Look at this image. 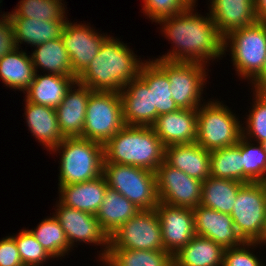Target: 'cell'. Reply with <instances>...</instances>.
Instances as JSON below:
<instances>
[{
    "label": "cell",
    "instance_id": "37",
    "mask_svg": "<svg viewBox=\"0 0 266 266\" xmlns=\"http://www.w3.org/2000/svg\"><path fill=\"white\" fill-rule=\"evenodd\" d=\"M254 104L247 118V128L242 127V136L250 141L249 137H255L257 143H263L266 141V91L255 90Z\"/></svg>",
    "mask_w": 266,
    "mask_h": 266
},
{
    "label": "cell",
    "instance_id": "47",
    "mask_svg": "<svg viewBox=\"0 0 266 266\" xmlns=\"http://www.w3.org/2000/svg\"><path fill=\"white\" fill-rule=\"evenodd\" d=\"M262 144H263L265 152H266V141H264Z\"/></svg>",
    "mask_w": 266,
    "mask_h": 266
},
{
    "label": "cell",
    "instance_id": "22",
    "mask_svg": "<svg viewBox=\"0 0 266 266\" xmlns=\"http://www.w3.org/2000/svg\"><path fill=\"white\" fill-rule=\"evenodd\" d=\"M164 160L170 166L202 182L210 176V151L198 143L167 146Z\"/></svg>",
    "mask_w": 266,
    "mask_h": 266
},
{
    "label": "cell",
    "instance_id": "10",
    "mask_svg": "<svg viewBox=\"0 0 266 266\" xmlns=\"http://www.w3.org/2000/svg\"><path fill=\"white\" fill-rule=\"evenodd\" d=\"M168 76L172 99L179 109H198L206 81V66L199 62L153 60Z\"/></svg>",
    "mask_w": 266,
    "mask_h": 266
},
{
    "label": "cell",
    "instance_id": "21",
    "mask_svg": "<svg viewBox=\"0 0 266 266\" xmlns=\"http://www.w3.org/2000/svg\"><path fill=\"white\" fill-rule=\"evenodd\" d=\"M59 201L62 205L96 215L107 191L103 174L95 179L59 186Z\"/></svg>",
    "mask_w": 266,
    "mask_h": 266
},
{
    "label": "cell",
    "instance_id": "12",
    "mask_svg": "<svg viewBox=\"0 0 266 266\" xmlns=\"http://www.w3.org/2000/svg\"><path fill=\"white\" fill-rule=\"evenodd\" d=\"M155 176L160 202L192 209L201 204L202 181L170 166L165 160L156 169Z\"/></svg>",
    "mask_w": 266,
    "mask_h": 266
},
{
    "label": "cell",
    "instance_id": "38",
    "mask_svg": "<svg viewBox=\"0 0 266 266\" xmlns=\"http://www.w3.org/2000/svg\"><path fill=\"white\" fill-rule=\"evenodd\" d=\"M21 261L24 265L41 266L47 259L53 258L35 239L30 230H22L13 236Z\"/></svg>",
    "mask_w": 266,
    "mask_h": 266
},
{
    "label": "cell",
    "instance_id": "15",
    "mask_svg": "<svg viewBox=\"0 0 266 266\" xmlns=\"http://www.w3.org/2000/svg\"><path fill=\"white\" fill-rule=\"evenodd\" d=\"M109 36L98 34L88 25L67 21L61 40L70 57L73 74L77 77L98 54Z\"/></svg>",
    "mask_w": 266,
    "mask_h": 266
},
{
    "label": "cell",
    "instance_id": "46",
    "mask_svg": "<svg viewBox=\"0 0 266 266\" xmlns=\"http://www.w3.org/2000/svg\"><path fill=\"white\" fill-rule=\"evenodd\" d=\"M261 244H265L266 243V233H265V236H264V239L260 242Z\"/></svg>",
    "mask_w": 266,
    "mask_h": 266
},
{
    "label": "cell",
    "instance_id": "24",
    "mask_svg": "<svg viewBox=\"0 0 266 266\" xmlns=\"http://www.w3.org/2000/svg\"><path fill=\"white\" fill-rule=\"evenodd\" d=\"M139 77L152 89V126L157 117L177 111L179 108L172 99L170 81L167 74L152 60L144 61Z\"/></svg>",
    "mask_w": 266,
    "mask_h": 266
},
{
    "label": "cell",
    "instance_id": "45",
    "mask_svg": "<svg viewBox=\"0 0 266 266\" xmlns=\"http://www.w3.org/2000/svg\"><path fill=\"white\" fill-rule=\"evenodd\" d=\"M188 7H195L196 0H182Z\"/></svg>",
    "mask_w": 266,
    "mask_h": 266
},
{
    "label": "cell",
    "instance_id": "23",
    "mask_svg": "<svg viewBox=\"0 0 266 266\" xmlns=\"http://www.w3.org/2000/svg\"><path fill=\"white\" fill-rule=\"evenodd\" d=\"M26 102L25 116L29 130L38 142L52 151L65 138L57 120L56 110L52 107Z\"/></svg>",
    "mask_w": 266,
    "mask_h": 266
},
{
    "label": "cell",
    "instance_id": "14",
    "mask_svg": "<svg viewBox=\"0 0 266 266\" xmlns=\"http://www.w3.org/2000/svg\"><path fill=\"white\" fill-rule=\"evenodd\" d=\"M162 233L164 249L174 255L196 235L192 208L159 202L155 207Z\"/></svg>",
    "mask_w": 266,
    "mask_h": 266
},
{
    "label": "cell",
    "instance_id": "26",
    "mask_svg": "<svg viewBox=\"0 0 266 266\" xmlns=\"http://www.w3.org/2000/svg\"><path fill=\"white\" fill-rule=\"evenodd\" d=\"M224 251L212 239L195 235L173 255V266H223Z\"/></svg>",
    "mask_w": 266,
    "mask_h": 266
},
{
    "label": "cell",
    "instance_id": "35",
    "mask_svg": "<svg viewBox=\"0 0 266 266\" xmlns=\"http://www.w3.org/2000/svg\"><path fill=\"white\" fill-rule=\"evenodd\" d=\"M62 0H22L10 16L32 18L40 21H68ZM65 18V19H64Z\"/></svg>",
    "mask_w": 266,
    "mask_h": 266
},
{
    "label": "cell",
    "instance_id": "33",
    "mask_svg": "<svg viewBox=\"0 0 266 266\" xmlns=\"http://www.w3.org/2000/svg\"><path fill=\"white\" fill-rule=\"evenodd\" d=\"M210 176L243 183L241 137L236 145L210 151Z\"/></svg>",
    "mask_w": 266,
    "mask_h": 266
},
{
    "label": "cell",
    "instance_id": "18",
    "mask_svg": "<svg viewBox=\"0 0 266 266\" xmlns=\"http://www.w3.org/2000/svg\"><path fill=\"white\" fill-rule=\"evenodd\" d=\"M74 85L69 88L55 109L60 130L65 137H77L83 134L87 103L93 92L88 86L77 81Z\"/></svg>",
    "mask_w": 266,
    "mask_h": 266
},
{
    "label": "cell",
    "instance_id": "19",
    "mask_svg": "<svg viewBox=\"0 0 266 266\" xmlns=\"http://www.w3.org/2000/svg\"><path fill=\"white\" fill-rule=\"evenodd\" d=\"M210 16L225 37L231 31L258 21L254 0H210Z\"/></svg>",
    "mask_w": 266,
    "mask_h": 266
},
{
    "label": "cell",
    "instance_id": "7",
    "mask_svg": "<svg viewBox=\"0 0 266 266\" xmlns=\"http://www.w3.org/2000/svg\"><path fill=\"white\" fill-rule=\"evenodd\" d=\"M221 104L210 101L197 109L196 143L207 151L236 145L242 136L239 118Z\"/></svg>",
    "mask_w": 266,
    "mask_h": 266
},
{
    "label": "cell",
    "instance_id": "2",
    "mask_svg": "<svg viewBox=\"0 0 266 266\" xmlns=\"http://www.w3.org/2000/svg\"><path fill=\"white\" fill-rule=\"evenodd\" d=\"M136 57L127 45L109 36L76 81L92 91L120 93L127 83L139 76L144 62Z\"/></svg>",
    "mask_w": 266,
    "mask_h": 266
},
{
    "label": "cell",
    "instance_id": "3",
    "mask_svg": "<svg viewBox=\"0 0 266 266\" xmlns=\"http://www.w3.org/2000/svg\"><path fill=\"white\" fill-rule=\"evenodd\" d=\"M103 163L136 166L155 172L164 162L165 146L153 127L125 125L103 145Z\"/></svg>",
    "mask_w": 266,
    "mask_h": 266
},
{
    "label": "cell",
    "instance_id": "4",
    "mask_svg": "<svg viewBox=\"0 0 266 266\" xmlns=\"http://www.w3.org/2000/svg\"><path fill=\"white\" fill-rule=\"evenodd\" d=\"M61 154L59 185L82 183L103 172V145L80 136L65 137L52 151Z\"/></svg>",
    "mask_w": 266,
    "mask_h": 266
},
{
    "label": "cell",
    "instance_id": "27",
    "mask_svg": "<svg viewBox=\"0 0 266 266\" xmlns=\"http://www.w3.org/2000/svg\"><path fill=\"white\" fill-rule=\"evenodd\" d=\"M139 211L126 197L108 187L96 218L109 237Z\"/></svg>",
    "mask_w": 266,
    "mask_h": 266
},
{
    "label": "cell",
    "instance_id": "8",
    "mask_svg": "<svg viewBox=\"0 0 266 266\" xmlns=\"http://www.w3.org/2000/svg\"><path fill=\"white\" fill-rule=\"evenodd\" d=\"M245 242H261L266 233V187L263 182L244 183L230 214Z\"/></svg>",
    "mask_w": 266,
    "mask_h": 266
},
{
    "label": "cell",
    "instance_id": "30",
    "mask_svg": "<svg viewBox=\"0 0 266 266\" xmlns=\"http://www.w3.org/2000/svg\"><path fill=\"white\" fill-rule=\"evenodd\" d=\"M244 183L209 176L202 182L201 205L231 214L240 187Z\"/></svg>",
    "mask_w": 266,
    "mask_h": 266
},
{
    "label": "cell",
    "instance_id": "32",
    "mask_svg": "<svg viewBox=\"0 0 266 266\" xmlns=\"http://www.w3.org/2000/svg\"><path fill=\"white\" fill-rule=\"evenodd\" d=\"M106 266H173V255L160 250L109 248Z\"/></svg>",
    "mask_w": 266,
    "mask_h": 266
},
{
    "label": "cell",
    "instance_id": "5",
    "mask_svg": "<svg viewBox=\"0 0 266 266\" xmlns=\"http://www.w3.org/2000/svg\"><path fill=\"white\" fill-rule=\"evenodd\" d=\"M228 43L238 76L253 81L262 72L266 61V21H257L227 34L224 53Z\"/></svg>",
    "mask_w": 266,
    "mask_h": 266
},
{
    "label": "cell",
    "instance_id": "36",
    "mask_svg": "<svg viewBox=\"0 0 266 266\" xmlns=\"http://www.w3.org/2000/svg\"><path fill=\"white\" fill-rule=\"evenodd\" d=\"M254 145L241 136L243 183L266 181V152L262 143Z\"/></svg>",
    "mask_w": 266,
    "mask_h": 266
},
{
    "label": "cell",
    "instance_id": "29",
    "mask_svg": "<svg viewBox=\"0 0 266 266\" xmlns=\"http://www.w3.org/2000/svg\"><path fill=\"white\" fill-rule=\"evenodd\" d=\"M35 74L32 58L19 48L0 60V78L8 87L26 91Z\"/></svg>",
    "mask_w": 266,
    "mask_h": 266
},
{
    "label": "cell",
    "instance_id": "1",
    "mask_svg": "<svg viewBox=\"0 0 266 266\" xmlns=\"http://www.w3.org/2000/svg\"><path fill=\"white\" fill-rule=\"evenodd\" d=\"M194 7L162 18L163 34L173 41L175 48L159 59L169 61L199 62L205 64L224 55V37L218 32L209 15L194 14ZM207 60V61H206Z\"/></svg>",
    "mask_w": 266,
    "mask_h": 266
},
{
    "label": "cell",
    "instance_id": "39",
    "mask_svg": "<svg viewBox=\"0 0 266 266\" xmlns=\"http://www.w3.org/2000/svg\"><path fill=\"white\" fill-rule=\"evenodd\" d=\"M143 12L153 22L181 13L188 6L182 0H143Z\"/></svg>",
    "mask_w": 266,
    "mask_h": 266
},
{
    "label": "cell",
    "instance_id": "17",
    "mask_svg": "<svg viewBox=\"0 0 266 266\" xmlns=\"http://www.w3.org/2000/svg\"><path fill=\"white\" fill-rule=\"evenodd\" d=\"M152 127L165 147L196 143L197 109H178L160 115Z\"/></svg>",
    "mask_w": 266,
    "mask_h": 266
},
{
    "label": "cell",
    "instance_id": "44",
    "mask_svg": "<svg viewBox=\"0 0 266 266\" xmlns=\"http://www.w3.org/2000/svg\"><path fill=\"white\" fill-rule=\"evenodd\" d=\"M258 21H266V0H254Z\"/></svg>",
    "mask_w": 266,
    "mask_h": 266
},
{
    "label": "cell",
    "instance_id": "13",
    "mask_svg": "<svg viewBox=\"0 0 266 266\" xmlns=\"http://www.w3.org/2000/svg\"><path fill=\"white\" fill-rule=\"evenodd\" d=\"M57 207L54 216L63 228L70 247L77 241L102 244L105 248L100 254V261H103L109 251V237L102 230L96 215L67 207L60 202Z\"/></svg>",
    "mask_w": 266,
    "mask_h": 266
},
{
    "label": "cell",
    "instance_id": "9",
    "mask_svg": "<svg viewBox=\"0 0 266 266\" xmlns=\"http://www.w3.org/2000/svg\"><path fill=\"white\" fill-rule=\"evenodd\" d=\"M124 126L120 93L93 91L87 103L83 134L80 137L104 145Z\"/></svg>",
    "mask_w": 266,
    "mask_h": 266
},
{
    "label": "cell",
    "instance_id": "43",
    "mask_svg": "<svg viewBox=\"0 0 266 266\" xmlns=\"http://www.w3.org/2000/svg\"><path fill=\"white\" fill-rule=\"evenodd\" d=\"M252 85L256 91H266V61L262 72L253 80Z\"/></svg>",
    "mask_w": 266,
    "mask_h": 266
},
{
    "label": "cell",
    "instance_id": "31",
    "mask_svg": "<svg viewBox=\"0 0 266 266\" xmlns=\"http://www.w3.org/2000/svg\"><path fill=\"white\" fill-rule=\"evenodd\" d=\"M31 54L35 71L43 68L49 74L66 75L76 77L73 74L70 57L65 49L61 38L47 41L44 44L35 46ZM39 66V67H38Z\"/></svg>",
    "mask_w": 266,
    "mask_h": 266
},
{
    "label": "cell",
    "instance_id": "41",
    "mask_svg": "<svg viewBox=\"0 0 266 266\" xmlns=\"http://www.w3.org/2000/svg\"><path fill=\"white\" fill-rule=\"evenodd\" d=\"M0 18V60L6 54H9L18 48L15 39L12 18L7 14L1 15Z\"/></svg>",
    "mask_w": 266,
    "mask_h": 266
},
{
    "label": "cell",
    "instance_id": "6",
    "mask_svg": "<svg viewBox=\"0 0 266 266\" xmlns=\"http://www.w3.org/2000/svg\"><path fill=\"white\" fill-rule=\"evenodd\" d=\"M102 174L109 188L140 210L154 209L159 204L155 172L136 166L103 163Z\"/></svg>",
    "mask_w": 266,
    "mask_h": 266
},
{
    "label": "cell",
    "instance_id": "11",
    "mask_svg": "<svg viewBox=\"0 0 266 266\" xmlns=\"http://www.w3.org/2000/svg\"><path fill=\"white\" fill-rule=\"evenodd\" d=\"M109 248L165 251L156 209L140 210L109 236Z\"/></svg>",
    "mask_w": 266,
    "mask_h": 266
},
{
    "label": "cell",
    "instance_id": "42",
    "mask_svg": "<svg viewBox=\"0 0 266 266\" xmlns=\"http://www.w3.org/2000/svg\"><path fill=\"white\" fill-rule=\"evenodd\" d=\"M21 257L12 236L0 240V266H21Z\"/></svg>",
    "mask_w": 266,
    "mask_h": 266
},
{
    "label": "cell",
    "instance_id": "34",
    "mask_svg": "<svg viewBox=\"0 0 266 266\" xmlns=\"http://www.w3.org/2000/svg\"><path fill=\"white\" fill-rule=\"evenodd\" d=\"M35 239L53 257H63L71 249L66 234L58 219L53 215L30 230Z\"/></svg>",
    "mask_w": 266,
    "mask_h": 266
},
{
    "label": "cell",
    "instance_id": "25",
    "mask_svg": "<svg viewBox=\"0 0 266 266\" xmlns=\"http://www.w3.org/2000/svg\"><path fill=\"white\" fill-rule=\"evenodd\" d=\"M46 74L39 76L36 72L33 81L26 90V100L56 109L69 88L74 86L76 77Z\"/></svg>",
    "mask_w": 266,
    "mask_h": 266
},
{
    "label": "cell",
    "instance_id": "20",
    "mask_svg": "<svg viewBox=\"0 0 266 266\" xmlns=\"http://www.w3.org/2000/svg\"><path fill=\"white\" fill-rule=\"evenodd\" d=\"M120 95L125 125L152 127V89L138 76L123 87Z\"/></svg>",
    "mask_w": 266,
    "mask_h": 266
},
{
    "label": "cell",
    "instance_id": "40",
    "mask_svg": "<svg viewBox=\"0 0 266 266\" xmlns=\"http://www.w3.org/2000/svg\"><path fill=\"white\" fill-rule=\"evenodd\" d=\"M258 244L261 245L260 242H244L237 247L225 248L223 266H263L264 264L248 249L249 246L254 247Z\"/></svg>",
    "mask_w": 266,
    "mask_h": 266
},
{
    "label": "cell",
    "instance_id": "28",
    "mask_svg": "<svg viewBox=\"0 0 266 266\" xmlns=\"http://www.w3.org/2000/svg\"><path fill=\"white\" fill-rule=\"evenodd\" d=\"M16 44L26 42L32 46L44 44L47 41L61 38L67 21H40L32 18L11 16Z\"/></svg>",
    "mask_w": 266,
    "mask_h": 266
},
{
    "label": "cell",
    "instance_id": "16",
    "mask_svg": "<svg viewBox=\"0 0 266 266\" xmlns=\"http://www.w3.org/2000/svg\"><path fill=\"white\" fill-rule=\"evenodd\" d=\"M195 233L212 239L224 248L243 245L245 242L237 233L230 214L198 205L193 209Z\"/></svg>",
    "mask_w": 266,
    "mask_h": 266
}]
</instances>
